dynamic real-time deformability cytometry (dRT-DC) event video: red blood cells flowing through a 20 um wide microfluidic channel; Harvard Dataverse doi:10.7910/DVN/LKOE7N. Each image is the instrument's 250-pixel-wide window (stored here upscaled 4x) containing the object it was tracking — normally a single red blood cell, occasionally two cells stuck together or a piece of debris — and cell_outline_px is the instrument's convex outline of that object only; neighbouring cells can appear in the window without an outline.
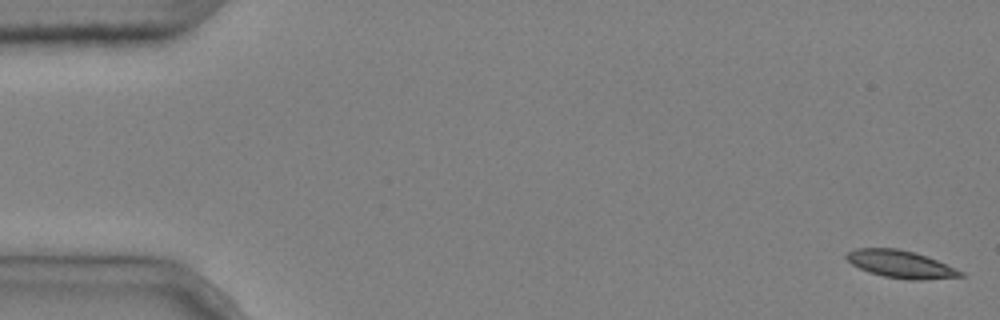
{"species": "common noctule bat (a hibernating species)", "species_latin": "Nyctalus noctula", "temperature_condition": "cold", "stored_images_in_passage": 6, "camera_frame_rate_fps": 3000, "um_per_image_px": 0.085, "animal": {"sex": "male", "body_mass_g": 20.4}, "frame": {"image": 1, "passage_image": 1, "time_ms": 0.0, "image_size_px": [1000, 320], "cell_outline_px": [[968, 276], [920, 280], [908, 280], [884, 276], [868, 272], [852, 264], [844, 256], [848, 252], [856, 248], [896, 248], [916, 252], [936, 260], [964, 272]], "centroid_in_image_um": [76.58, 22.46], "position_along_channel_um": 8.4, "area_um2": 18.26}}
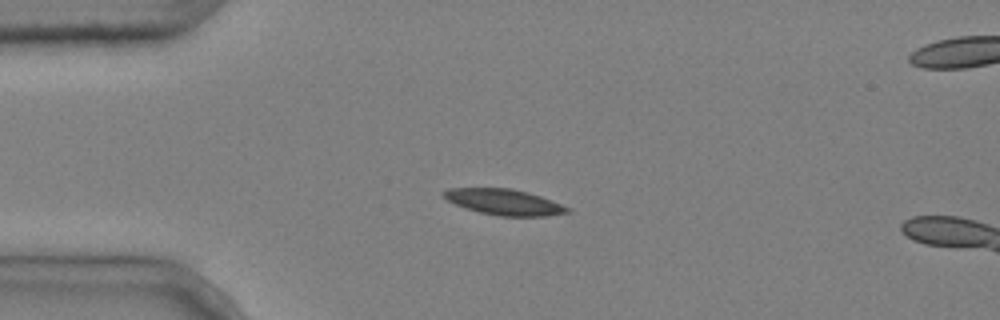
{"frame": {"image": 2, "passage_image": 4, "time_ms": 1.0, "image_size_px": [1000, 320], "cell_outline_px": [[572, 212], [548, 216], [500, 216], [480, 212], [464, 208], [440, 196], [440, 192], [448, 188], [512, 188], [528, 192], [552, 200], [572, 208]], "centroid_in_image_um": [42.86, 17.17], "position_along_channel_um": 42.1, "area_um2": 18.9}}